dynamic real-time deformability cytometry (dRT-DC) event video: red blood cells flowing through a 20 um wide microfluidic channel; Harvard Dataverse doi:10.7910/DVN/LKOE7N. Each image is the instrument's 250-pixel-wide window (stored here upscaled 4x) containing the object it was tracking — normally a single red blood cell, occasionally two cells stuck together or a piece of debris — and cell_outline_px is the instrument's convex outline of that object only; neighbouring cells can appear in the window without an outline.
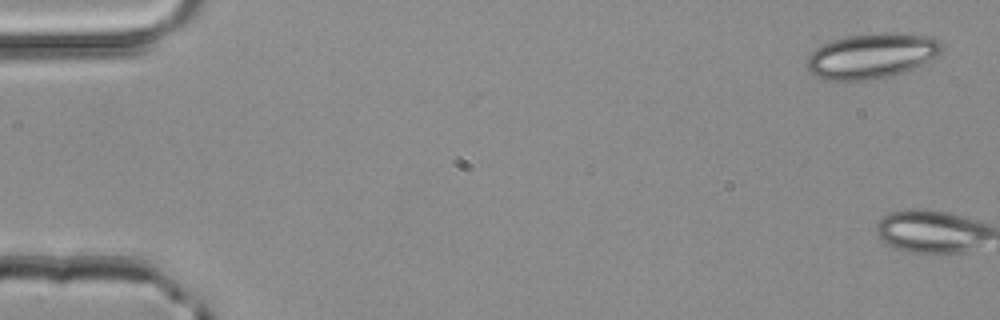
{"species": "common noctule bat (a hibernating species)", "species_latin": "Nyctalus noctula", "temperature_condition": "room temperature", "stored_images_in_passage": 5, "camera_frame_rate_fps": 3000, "um_per_image_px": 0.085, "animal": {"sex": "male", "body_mass_g": 20.4}, "frame": {"image": 1, "passage_image": 1, "time_ms": 0.0, "image_size_px": [1000, 320], "cell_outline_px": [[944, 48], [936, 56], [912, 68], [888, 76], [868, 80], [824, 80], [808, 72], [804, 64], [808, 56], [816, 48], [832, 40], [844, 36], [884, 32], [896, 32], [932, 36], [940, 40], [944, 44]], "centroid_in_image_um": [74.06, 4.73], "position_along_channel_um": 10.9, "area_um2": 35.72}}